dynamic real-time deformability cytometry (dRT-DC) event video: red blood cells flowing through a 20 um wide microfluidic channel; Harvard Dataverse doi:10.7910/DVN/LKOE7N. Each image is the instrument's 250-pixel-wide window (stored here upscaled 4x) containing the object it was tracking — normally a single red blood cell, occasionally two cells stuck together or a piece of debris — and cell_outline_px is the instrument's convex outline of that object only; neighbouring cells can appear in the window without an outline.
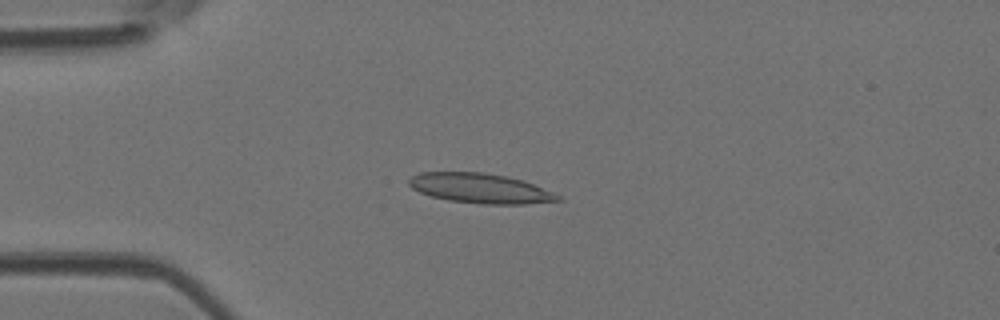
{"species": "Egyptian fruit bat (a non-hibernating species)", "species_latin": "Rousettus aegyptiacus", "temperature_condition": "room temperature", "stored_images_in_passage": 2, "camera_frame_rate_fps": 3000, "um_per_image_px": 0.085, "animal": {"sex": "female"}, "frame": {"image": 1, "passage_image": 2, "time_ms": 0.333, "image_size_px": [1000, 320], "cell_outline_px": [[564, 200], [524, 204], [480, 204], [448, 200], [432, 196], [420, 192], [412, 188], [408, 184], [408, 180], [412, 176], [420, 172], [484, 172], [524, 180], [552, 192], [560, 196]], "centroid_in_image_um": [40.82, 16.01], "position_along_channel_um": 44.2, "area_um2": 25.84}}